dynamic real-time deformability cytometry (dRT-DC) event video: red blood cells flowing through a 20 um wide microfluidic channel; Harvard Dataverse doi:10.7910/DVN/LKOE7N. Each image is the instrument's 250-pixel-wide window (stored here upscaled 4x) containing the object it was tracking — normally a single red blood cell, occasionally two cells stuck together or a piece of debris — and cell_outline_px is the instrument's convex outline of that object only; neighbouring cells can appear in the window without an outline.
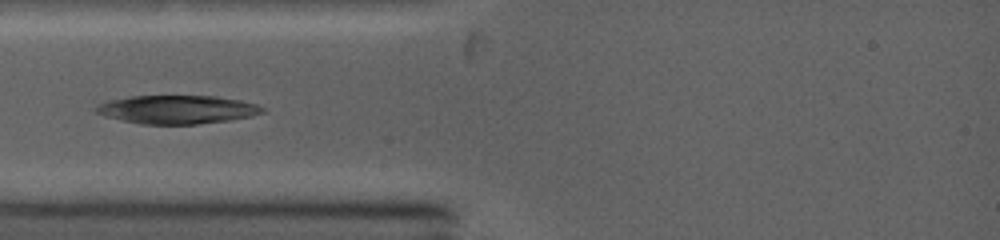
{"species": "common noctule bat (a hibernating species)", "species_latin": "Nyctalus noctula", "temperature_condition": "warm", "stored_images_in_passage": 28, "camera_frame_rate_fps": 5000, "um_per_image_px": 0.085, "animal": {"sex": "female", "body_mass_g": 19.0, "forearm_length_mm": 53.3}, "frame": {"image": 1, "passage_image": 1, "time_ms": 0.0, "image_size_px": [1000, 240], "cell_outline_px": [[264, 112], [252, 116], [228, 120], [196, 124], [140, 124], [104, 116], [96, 112], [92, 108], [108, 100], [132, 96], [216, 96], [240, 100], [256, 104], [264, 108]], "centroid_in_image_um": [15.04, 9.31], "position_along_channel_um": 70.0, "area_um2": 27.51}}
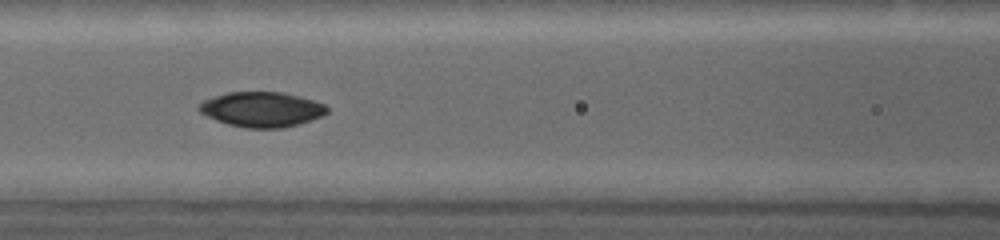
{"frame": {"image": 2, "passage_image": 13, "time_ms": 1.8, "image_size_px": [1000, 240], "cell_outline_px": [[328, 112], [324, 116], [300, 124], [280, 128], [244, 128], [228, 124], [216, 120], [200, 112], [196, 108], [204, 100], [228, 92], [280, 92], [300, 96], [324, 104], [328, 108]], "centroid_in_image_um": [22.27, 9.31], "position_along_channel_um": 144.3, "area_um2": 26.13}}
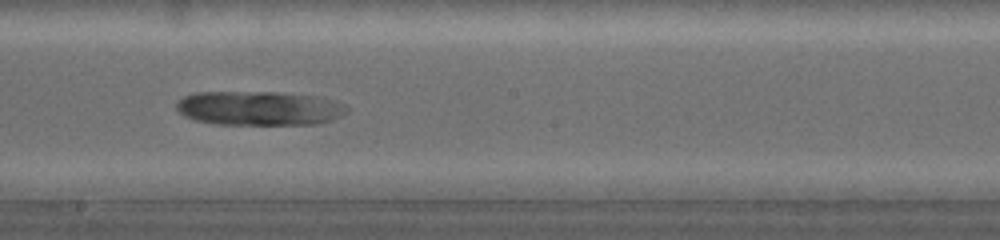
{"frame": {"image": 3, "passage_image": 27, "time_ms": 3.8, "image_size_px": [1000, 240], "cell_outline_px": [[348, 112], [332, 120], [316, 124], [216, 124], [196, 120], [184, 116], [176, 108], [176, 100], [184, 96], [196, 92], [276, 92], [320, 96], [336, 100], [348, 104]], "centroid_in_image_um": [22.08, 9.19], "position_along_channel_um": 226.1, "area_um2": 34.39}}